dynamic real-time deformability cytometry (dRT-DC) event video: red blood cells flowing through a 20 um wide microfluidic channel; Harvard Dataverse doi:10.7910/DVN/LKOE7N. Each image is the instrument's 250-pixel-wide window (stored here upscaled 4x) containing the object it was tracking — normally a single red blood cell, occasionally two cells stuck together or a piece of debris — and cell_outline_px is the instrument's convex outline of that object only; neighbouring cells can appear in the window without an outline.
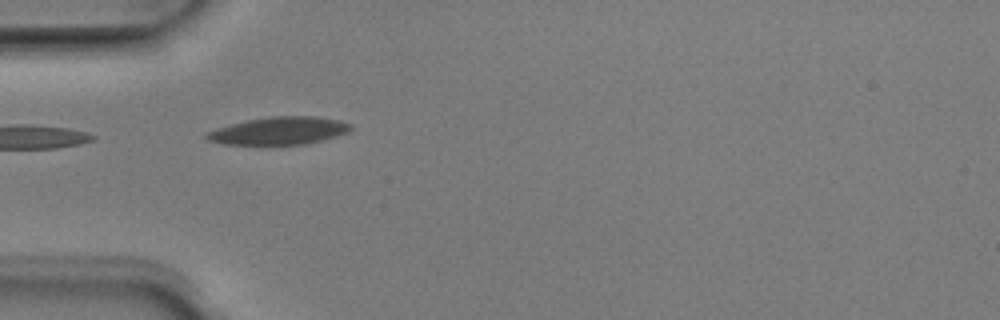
{"species": "Egyptian fruit bat (a non-hibernating species)", "species_latin": "Rousettus aegyptiacus", "temperature_condition": "room temperature", "stored_images_in_passage": 6, "camera_frame_rate_fps": 3000, "um_per_image_px": 0.085, "animal": {"sex": "male"}, "frame": {"image": 1, "passage_image": 1, "time_ms": 0.0, "image_size_px": [1000, 320], "cell_outline_px": [[352, 128], [348, 132], [336, 136], [304, 144], [268, 148], [264, 148], [224, 144], [208, 140], [204, 136], [208, 132], [216, 128], [248, 120], [272, 116], [316, 116], [336, 120], [352, 124]], "centroid_in_image_um": [23.67, 11.17], "position_along_channel_um": 61.3, "area_um2": 24.04}}